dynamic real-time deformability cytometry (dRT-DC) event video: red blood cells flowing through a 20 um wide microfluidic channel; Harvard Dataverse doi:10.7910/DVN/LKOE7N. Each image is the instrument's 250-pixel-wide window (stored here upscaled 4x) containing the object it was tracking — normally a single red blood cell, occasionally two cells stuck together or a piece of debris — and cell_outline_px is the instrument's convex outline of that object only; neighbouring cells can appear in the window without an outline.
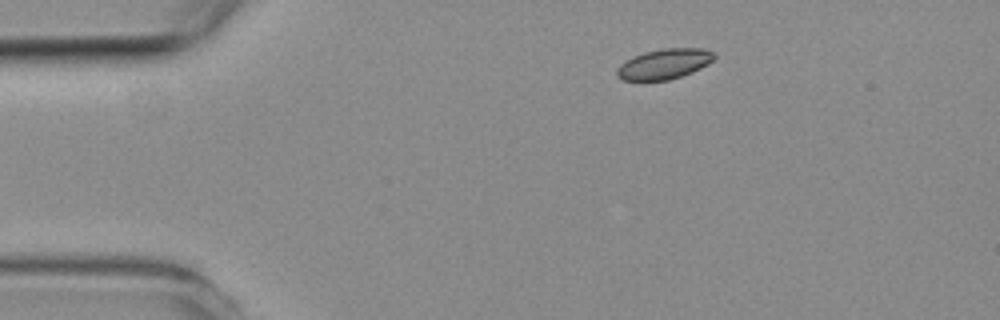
{"species": "common noctule bat (a hibernating species)", "species_latin": "Nyctalus noctula", "temperature_condition": "room temperature", "stored_images_in_passage": 2, "camera_frame_rate_fps": 3000, "um_per_image_px": 0.085, "animal": {"sex": "female", "body_mass_g": 19.3, "forearm_length_mm": 54.1}, "frame": {"image": 1, "passage_image": 2, "time_ms": 1.0, "image_size_px": [1000, 320], "cell_outline_px": [[716, 56], [708, 64], [692, 72], [668, 80], [624, 80], [616, 76], [616, 72], [620, 64], [632, 56], [644, 52], [664, 48], [704, 48], [712, 52]], "centroid_in_image_um": [56.45, 5.43], "position_along_channel_um": 28.6, "area_um2": 17.05}}